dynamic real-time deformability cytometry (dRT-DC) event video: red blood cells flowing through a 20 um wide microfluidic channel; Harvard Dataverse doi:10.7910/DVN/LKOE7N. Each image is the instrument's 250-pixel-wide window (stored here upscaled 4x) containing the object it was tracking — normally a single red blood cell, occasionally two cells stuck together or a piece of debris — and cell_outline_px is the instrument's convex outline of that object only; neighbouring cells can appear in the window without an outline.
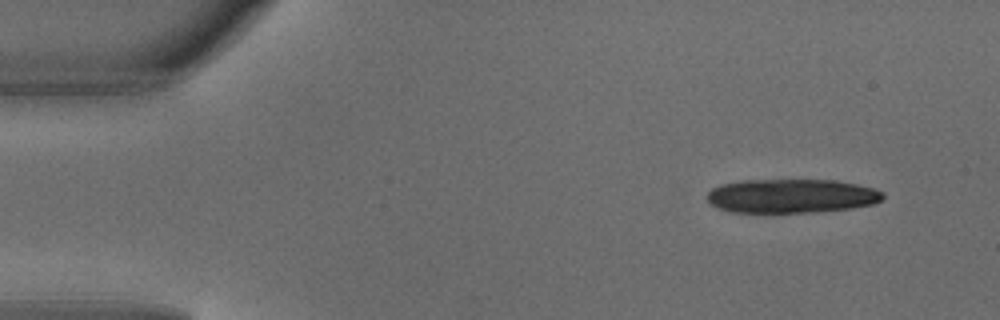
{"species": "common noctule bat (a hibernating species)", "species_latin": "Nyctalus noctula", "temperature_condition": "warm", "stored_images_in_passage": 4, "camera_frame_rate_fps": 3000, "um_per_image_px": 0.085, "animal": {"sex": "male", "body_mass_g": 18.8}, "frame": {"image": 1, "passage_image": 1, "time_ms": 0.0, "image_size_px": [1000, 320], "cell_outline_px": [[884, 196], [880, 200], [872, 204], [852, 208], [812, 212], [732, 212], [716, 208], [708, 200], [708, 192], [712, 188], [720, 184], [740, 180], [836, 180], [856, 184], [872, 188], [884, 192]], "centroid_in_image_um": [67.25, 16.65], "position_along_channel_um": 17.8, "area_um2": 34.8}}